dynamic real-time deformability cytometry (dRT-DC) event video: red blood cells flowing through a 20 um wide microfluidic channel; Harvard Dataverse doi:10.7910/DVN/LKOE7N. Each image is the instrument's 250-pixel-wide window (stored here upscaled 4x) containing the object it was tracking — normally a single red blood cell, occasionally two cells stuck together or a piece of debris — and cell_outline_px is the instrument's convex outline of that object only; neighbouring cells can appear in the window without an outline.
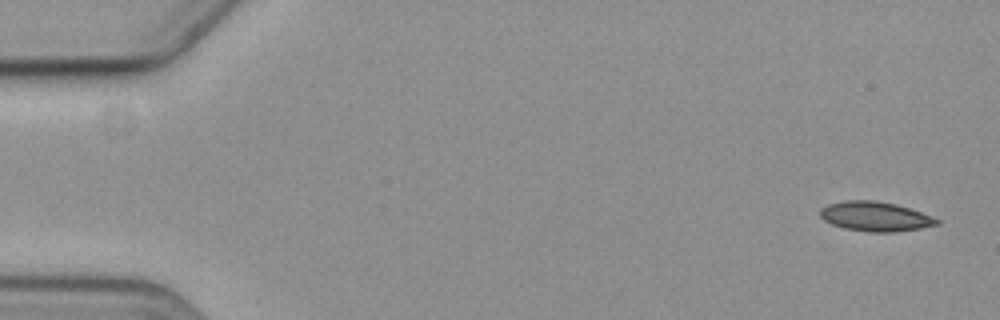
{"species": "common noctule bat (a hibernating species)", "species_latin": "Nyctalus noctula", "temperature_condition": "cold", "stored_images_in_passage": 57, "camera_frame_rate_fps": 3000, "um_per_image_px": 0.085, "animal": {"sex": "female", "body_mass_g": 19.3, "forearm_length_mm": 54.1}, "frame": {"image": 1, "passage_image": 1, "time_ms": 0.0, "image_size_px": [1000, 320], "cell_outline_px": [[940, 224], [920, 228], [896, 232], [868, 232], [844, 228], [832, 224], [824, 220], [820, 216], [820, 208], [828, 204], [844, 200], [876, 200], [896, 204], [932, 216], [940, 220]], "centroid_in_image_um": [74.39, 18.4], "position_along_channel_um": 10.6, "area_um2": 20.17}}
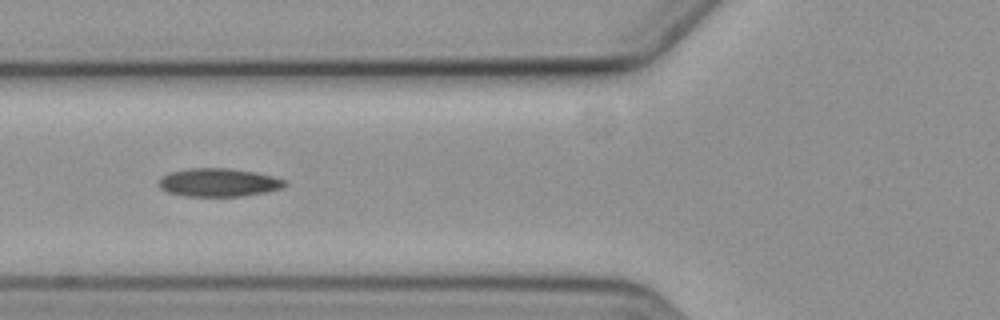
{"frame": {"image": 2, "passage_image": 21, "time_ms": 6.667, "image_size_px": [1000, 320], "cell_outline_px": [[288, 184], [284, 188], [268, 192], [244, 196], [184, 196], [168, 192], [160, 188], [156, 184], [164, 176], [172, 172], [188, 168], [232, 168], [256, 172], [272, 176], [284, 180]], "centroid_in_image_um": [18.62, 15.51], "position_along_channel_um": 107.2, "area_um2": 20.92}}
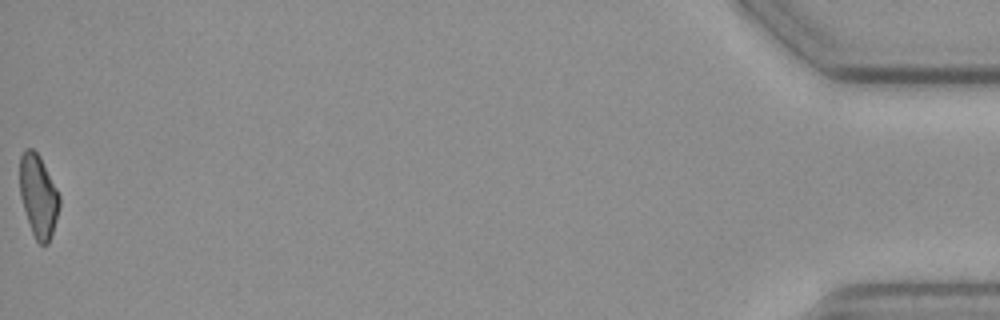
{"frame": {"image": 3, "passage_image": 57, "time_ms": 18.667, "image_size_px": [1000, 320], "cell_outline_px": [[60, 204], [56, 220], [48, 244], [40, 244], [36, 240], [32, 232], [20, 196], [20, 156], [24, 148], [32, 148], [40, 156], [60, 196]], "centroid_in_image_um": [3.25, 16.63], "position_along_channel_um": 431.9, "area_um2": 18.84}}